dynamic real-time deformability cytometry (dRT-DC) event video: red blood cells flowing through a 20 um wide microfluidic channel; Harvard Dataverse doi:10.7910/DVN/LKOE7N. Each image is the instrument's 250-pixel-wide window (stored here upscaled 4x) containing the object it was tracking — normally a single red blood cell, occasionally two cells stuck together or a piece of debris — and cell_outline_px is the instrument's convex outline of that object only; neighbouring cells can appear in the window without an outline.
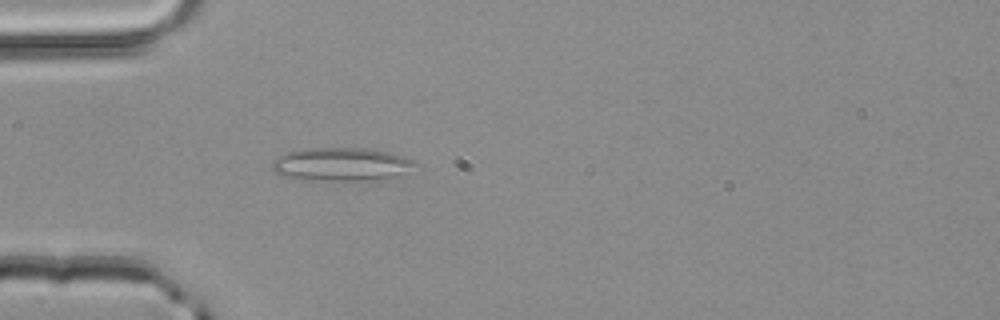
{"species": "common noctule bat (a hibernating species)", "species_latin": "Nyctalus noctula", "temperature_condition": "room temperature", "stored_images_in_passage": 2, "camera_frame_rate_fps": 3000, "um_per_image_px": 0.085, "animal": {"sex": "male", "body_mass_g": 20.4}, "frame": {"image": 1, "passage_image": 2, "time_ms": 0.333, "image_size_px": [1000, 320], "cell_outline_px": [[416, 164], [400, 176], [380, 184], [344, 184], [288, 176], [276, 172], [272, 168], [272, 160], [288, 152], [308, 148], [368, 148], [388, 152], [404, 156], [416, 160]], "centroid_in_image_um": [29.18, 14.04], "position_along_channel_um": 55.8, "area_um2": 29.3}}